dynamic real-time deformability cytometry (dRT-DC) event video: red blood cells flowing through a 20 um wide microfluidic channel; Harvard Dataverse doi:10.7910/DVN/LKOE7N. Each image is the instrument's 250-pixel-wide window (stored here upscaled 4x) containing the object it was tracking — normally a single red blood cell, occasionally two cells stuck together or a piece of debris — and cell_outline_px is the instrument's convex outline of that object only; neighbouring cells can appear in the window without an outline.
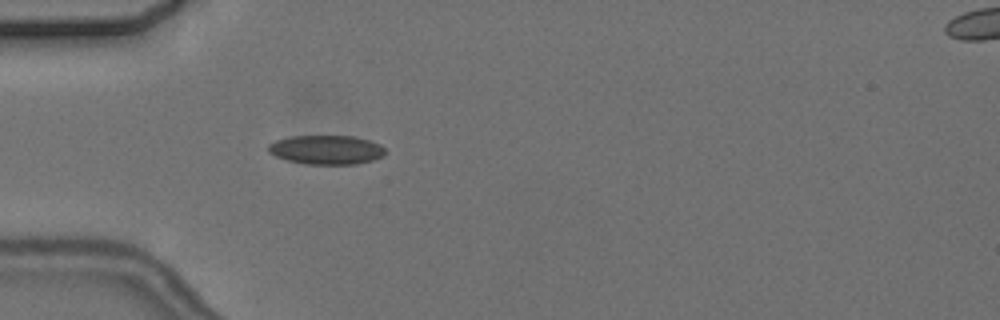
{"species": "common noctule bat (a hibernating species)", "species_latin": "Nyctalus noctula", "temperature_condition": "cold", "stored_images_in_passage": 4, "segment_of_instrument_passage": [1, 2], "camera_frame_rate_fps": 3000, "um_per_image_px": 0.085, "animal": {"sex": "female", "body_mass_g": 24.6, "forearm_length_mm": 56.2}, "frame": {"image": 1, "passage_image": 3, "time_ms": 2.333, "image_size_px": [1000, 320], "cell_outline_px": [[384, 156], [372, 160], [356, 164], [308, 164], [288, 160], [276, 156], [268, 152], [268, 144], [276, 140], [288, 136], [352, 136], [368, 140], [380, 144], [384, 148]], "centroid_in_image_um": [27.73, 12.72], "position_along_channel_um": 57.3, "area_um2": 19.77}}